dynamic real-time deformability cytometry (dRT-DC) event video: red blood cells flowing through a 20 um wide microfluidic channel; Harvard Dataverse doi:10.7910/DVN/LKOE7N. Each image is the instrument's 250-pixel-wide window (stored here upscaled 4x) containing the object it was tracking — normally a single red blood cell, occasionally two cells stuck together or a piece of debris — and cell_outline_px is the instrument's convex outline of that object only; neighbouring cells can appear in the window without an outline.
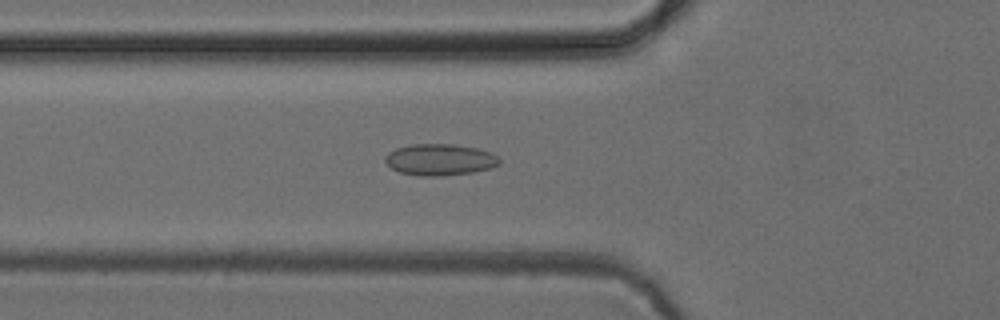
{"species": "common noctule bat (a hibernating species)", "species_latin": "Nyctalus noctula", "temperature_condition": "cold", "stored_images_in_passage": 46, "camera_frame_rate_fps": 3000, "um_per_image_px": 0.085, "animal": {"sex": "female", "body_mass_g": 24.6, "forearm_length_mm": 56.2}, "frame": {"image": 1, "passage_image": 12, "time_ms": 3.667, "image_size_px": [1000, 320], "cell_outline_px": [[500, 164], [492, 168], [472, 172], [440, 176], [420, 176], [400, 172], [392, 168], [384, 160], [384, 156], [388, 152], [396, 148], [412, 144], [452, 144], [476, 148], [492, 152], [500, 160]], "centroid_in_image_um": [37.39, 13.57], "position_along_channel_um": 88.4, "area_um2": 20.98}}
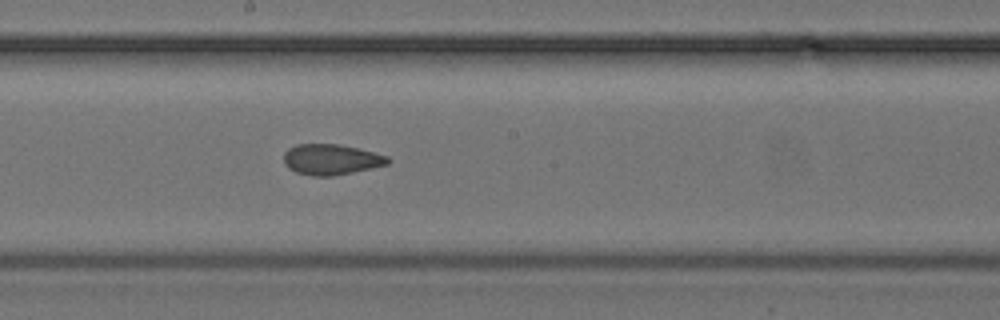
{"frame": {"image": 2, "passage_image": 22, "time_ms": 7.0, "image_size_px": [1000, 320], "cell_outline_px": [[392, 160], [388, 164], [372, 168], [332, 176], [312, 176], [296, 172], [288, 168], [284, 164], [284, 152], [288, 148], [296, 144], [340, 144], [360, 148], [388, 156]], "centroid_in_image_um": [28.15, 13.55], "position_along_channel_um": 220.0, "area_um2": 18.79}}
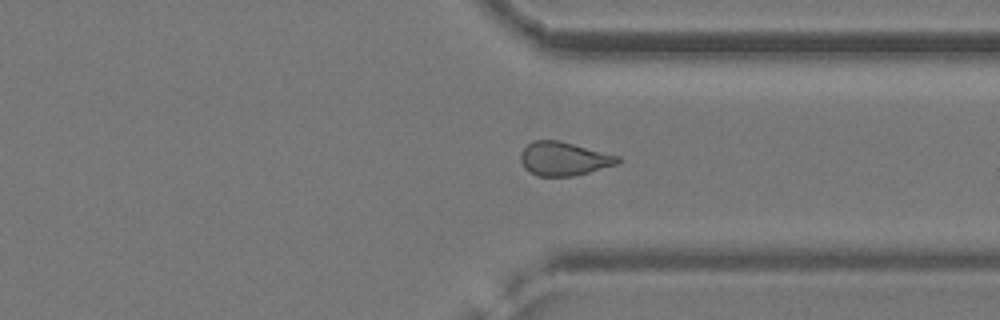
{"frame": {"image": 3, "passage_image": 33, "time_ms": 10.667, "image_size_px": [1000, 320], "cell_outline_px": [[620, 164], [572, 176], [536, 176], [524, 168], [520, 160], [520, 152], [532, 140], [560, 140], [620, 156]], "centroid_in_image_um": [47.92, 13.49], "position_along_channel_um": 363.5, "area_um2": 19.25}, "authors_computed_cell_mechanics": {"area_um2": 19.5364, "velocity_mm_per_s": 3.9266, "shape_relaxation_time_tau1_ms": null, "shape_relaxation_time_tau2_ms": 2.0074, "deformation_change_tau1": null, "deformation_change_tau2": 0.0859}}